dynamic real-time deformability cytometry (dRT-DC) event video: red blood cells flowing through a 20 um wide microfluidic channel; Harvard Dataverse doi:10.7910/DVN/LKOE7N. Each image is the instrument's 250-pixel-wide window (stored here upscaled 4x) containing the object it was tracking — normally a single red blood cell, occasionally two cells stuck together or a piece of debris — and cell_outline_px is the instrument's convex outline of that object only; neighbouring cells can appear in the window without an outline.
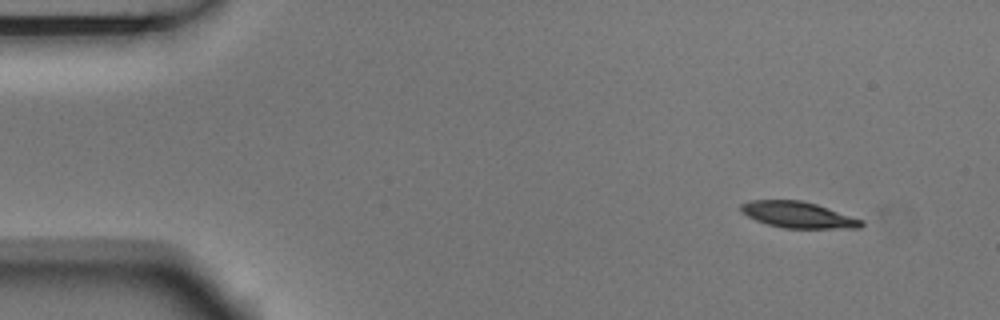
{"species": "Egyptian fruit bat (a non-hibernating species)", "species_latin": "Rousettus aegyptiacus", "temperature_condition": "room temperature", "stored_images_in_passage": 4, "camera_frame_rate_fps": 3000, "um_per_image_px": 0.085, "animal": {"sex": "male"}, "frame": {"image": 1, "passage_image": 1, "time_ms": 0.0, "image_size_px": [1000, 320], "cell_outline_px": [[864, 224], [860, 228], [784, 228], [768, 224], [756, 220], [740, 212], [740, 204], [752, 200], [800, 200], [816, 204], [864, 220]], "centroid_in_image_um": [67.84, 18.26], "position_along_channel_um": 17.2, "area_um2": 18.32}}
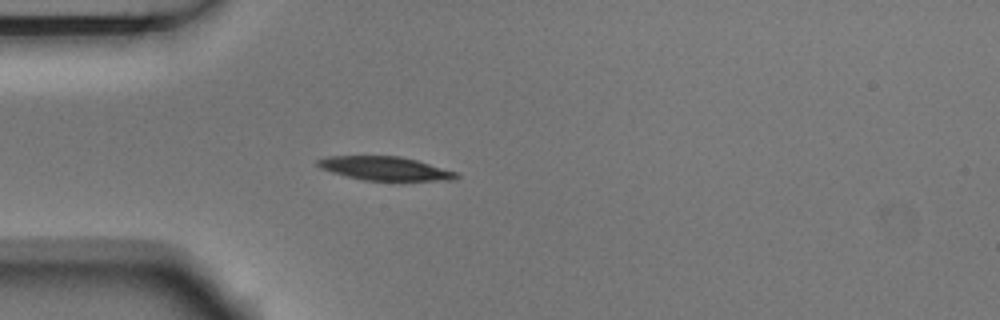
{"frame": {"image": 2, "passage_image": 4, "time_ms": 1.0, "image_size_px": [1000, 320], "cell_outline_px": [[460, 176], [456, 180], [364, 180], [332, 172], [320, 168], [316, 164], [316, 160], [328, 156], [400, 156], [416, 160], [456, 172]], "centroid_in_image_um": [32.71, 14.31], "position_along_channel_um": 52.3, "area_um2": 18.9}}